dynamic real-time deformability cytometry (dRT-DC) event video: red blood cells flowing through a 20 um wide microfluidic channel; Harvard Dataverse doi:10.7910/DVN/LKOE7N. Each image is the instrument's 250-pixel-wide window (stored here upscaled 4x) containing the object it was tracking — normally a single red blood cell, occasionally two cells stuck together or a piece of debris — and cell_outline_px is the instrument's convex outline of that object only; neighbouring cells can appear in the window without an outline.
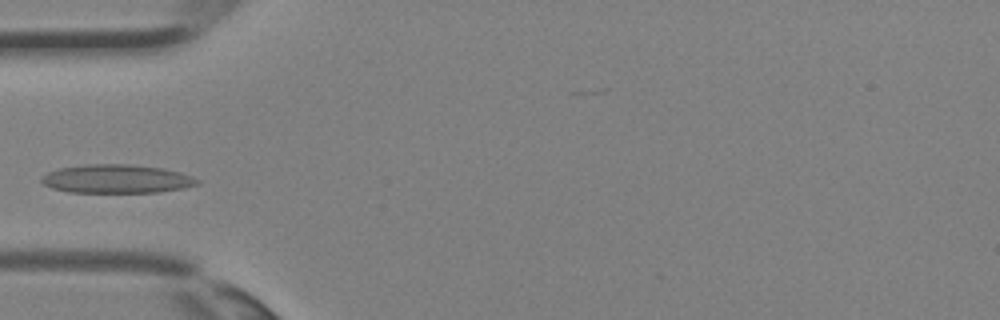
{"species": "Egyptian fruit bat (a non-hibernating species)", "species_latin": "Rousettus aegyptiacus", "temperature_condition": "room temperature", "stored_images_in_passage": 31, "camera_frame_rate_fps": 3000, "um_per_image_px": 0.085, "animal": {"sex": "female"}, "frame": {"image": 1, "passage_image": 6, "time_ms": 1.667, "image_size_px": [1000, 320], "cell_outline_px": [[200, 184], [184, 188], [160, 192], [68, 192], [52, 188], [44, 184], [40, 180], [40, 176], [48, 172], [60, 168], [84, 164], [132, 164], [164, 168], [180, 172], [192, 176], [200, 180]], "centroid_in_image_um": [9.93, 15.2], "position_along_channel_um": 75.1, "area_um2": 26.18}}
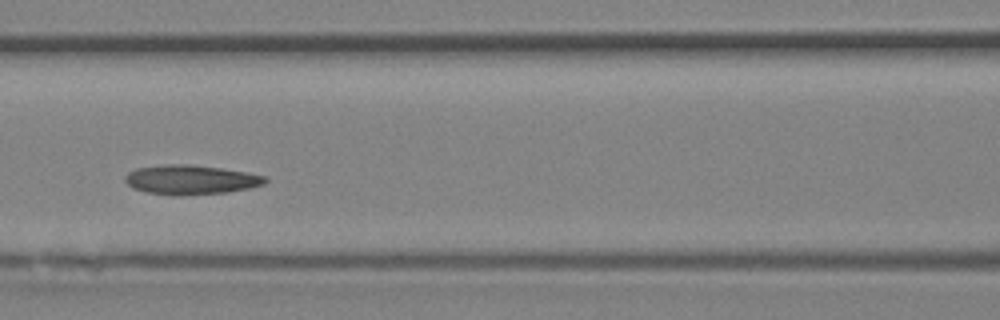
{"frame": {"image": 2, "passage_image": 10, "time_ms": 3.0, "image_size_px": [1000, 320], "cell_outline_px": [[268, 180], [264, 184], [248, 188], [228, 192], [180, 196], [172, 196], [144, 192], [132, 188], [124, 180], [124, 176], [128, 172], [136, 168], [168, 164], [184, 164], [220, 168], [248, 172], [268, 176]], "centroid_in_image_um": [16.2, 15.29], "position_along_channel_um": 150.4, "area_um2": 24.28}}
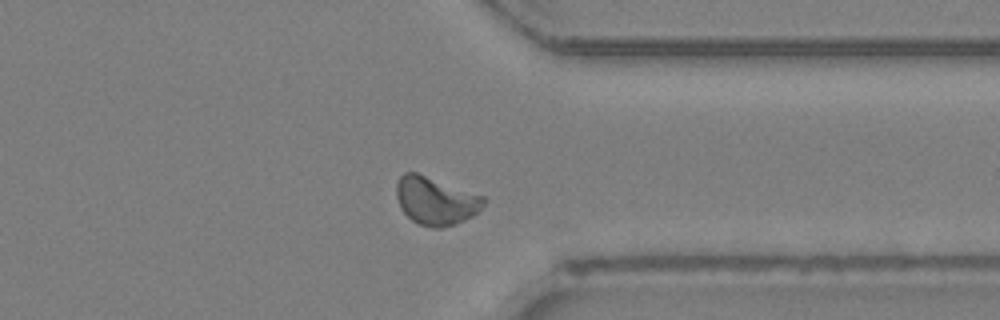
{"frame": {"image": 3, "passage_image": 22, "time_ms": 7.0, "image_size_px": [1000, 320], "cell_outline_px": [[488, 200], [472, 216], [456, 224], [440, 228], [432, 228], [420, 224], [412, 220], [400, 208], [396, 196], [396, 184], [400, 176], [404, 172], [416, 172], [484, 196]], "centroid_in_image_um": [37.02, 17.06], "position_along_channel_um": 374.4, "area_um2": 24.33}}